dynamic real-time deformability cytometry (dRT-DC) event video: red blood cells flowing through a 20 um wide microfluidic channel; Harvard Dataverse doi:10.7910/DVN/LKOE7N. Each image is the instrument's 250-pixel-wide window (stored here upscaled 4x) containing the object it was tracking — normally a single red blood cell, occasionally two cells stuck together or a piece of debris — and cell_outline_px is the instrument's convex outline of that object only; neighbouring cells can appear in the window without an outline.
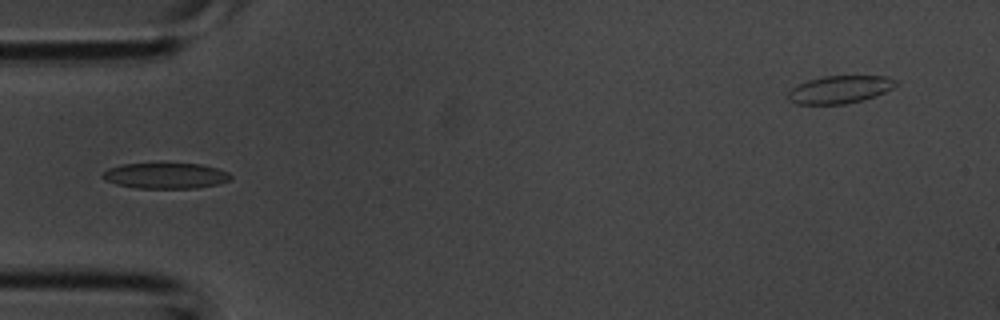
{"species": "common noctule bat (a hibernating species)", "species_latin": "Nyctalus noctula", "temperature_condition": "room temperature", "stored_images_in_passage": 3, "camera_frame_rate_fps": 3000, "um_per_image_px": 0.085, "animal": {"sex": "male", "body_mass_g": 20.1, "forearm_length_mm": 53.5}, "frame": {"image": 1, "passage_image": 3, "time_ms": 0.667, "image_size_px": [1000, 320], "cell_outline_px": [[232, 180], [216, 184], [196, 188], [136, 188], [116, 184], [104, 180], [100, 176], [108, 168], [120, 164], [160, 160], [200, 164], [216, 168], [228, 172], [232, 176]], "centroid_in_image_um": [14.03, 14.88], "position_along_channel_um": 71.0, "area_um2": 20.29}}